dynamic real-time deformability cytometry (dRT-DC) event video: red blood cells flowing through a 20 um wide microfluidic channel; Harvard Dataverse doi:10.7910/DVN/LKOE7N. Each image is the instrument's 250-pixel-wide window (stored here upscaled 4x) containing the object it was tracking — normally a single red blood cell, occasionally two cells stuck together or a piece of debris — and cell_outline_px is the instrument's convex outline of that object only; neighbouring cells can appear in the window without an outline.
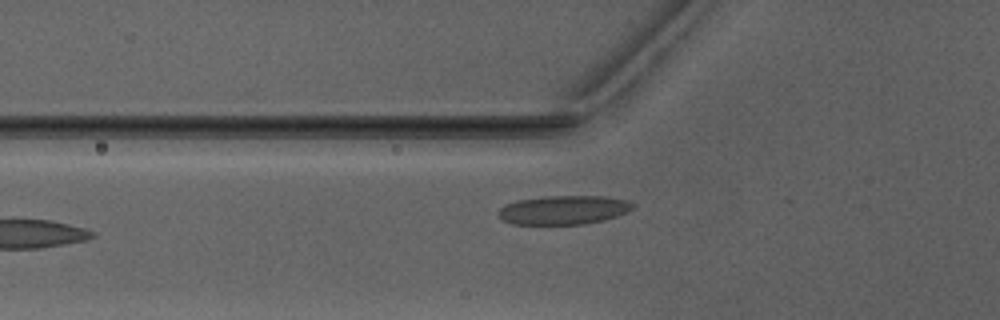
{"species": "Egyptian fruit bat (a non-hibernating species)", "species_latin": "Rousettus aegyptiacus", "temperature_condition": "warm", "stored_images_in_passage": 31, "camera_frame_rate_fps": 3000, "um_per_image_px": 0.085, "animal": {"sex": "male"}, "frame": {"image": 1, "passage_image": 2, "time_ms": 0.333, "image_size_px": [1000, 320], "cell_outline_px": [[636, 204], [632, 208], [616, 216], [604, 220], [584, 224], [512, 224], [504, 220], [496, 212], [504, 204], [516, 200], [544, 196], [604, 196], [628, 200]], "centroid_in_image_um": [47.88, 17.83], "position_along_channel_um": 77.9, "area_um2": 22.72}}
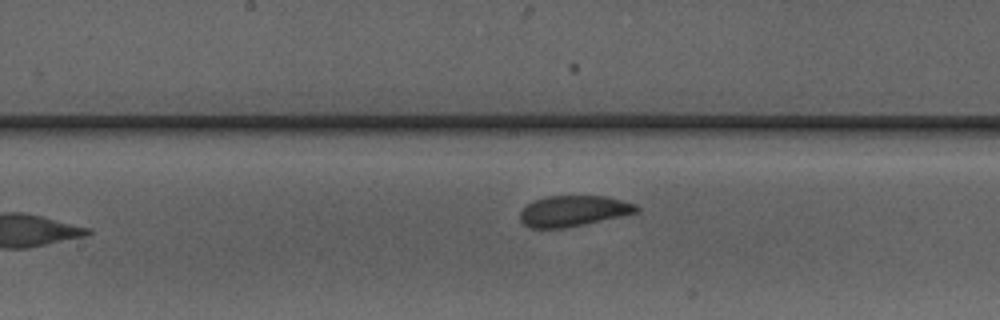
{"frame": {"image": 2, "passage_image": 11, "time_ms": 3.333, "image_size_px": [1000, 320], "cell_outline_px": [[640, 208], [636, 212], [620, 216], [584, 224], [564, 228], [528, 228], [520, 220], [520, 212], [524, 204], [532, 200], [544, 196], [608, 196], [636, 204]], "centroid_in_image_um": [48.67, 17.92], "position_along_channel_um": 199.5, "area_um2": 21.04}}
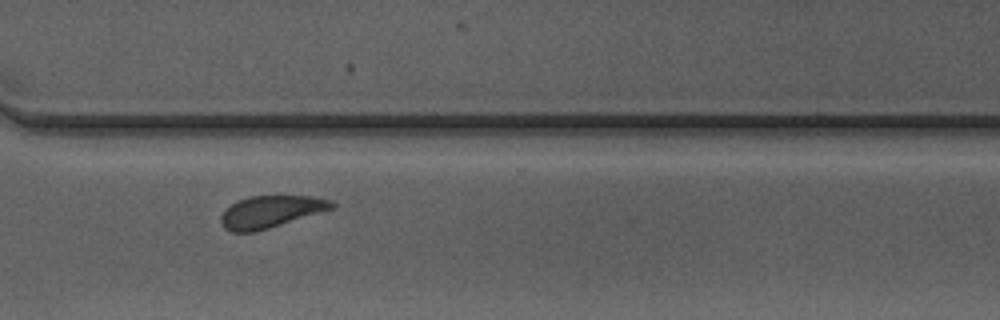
{"frame": {"image": 3, "passage_image": 22, "time_ms": 7.0, "image_size_px": [1000, 320], "cell_outline_px": [[336, 208], [256, 232], [232, 232], [224, 228], [220, 220], [220, 216], [236, 200], [248, 196], [312, 196], [332, 200], [336, 204]], "centroid_in_image_um": [23.05, 17.99], "position_along_channel_um": 347.6, "area_um2": 20.87}}